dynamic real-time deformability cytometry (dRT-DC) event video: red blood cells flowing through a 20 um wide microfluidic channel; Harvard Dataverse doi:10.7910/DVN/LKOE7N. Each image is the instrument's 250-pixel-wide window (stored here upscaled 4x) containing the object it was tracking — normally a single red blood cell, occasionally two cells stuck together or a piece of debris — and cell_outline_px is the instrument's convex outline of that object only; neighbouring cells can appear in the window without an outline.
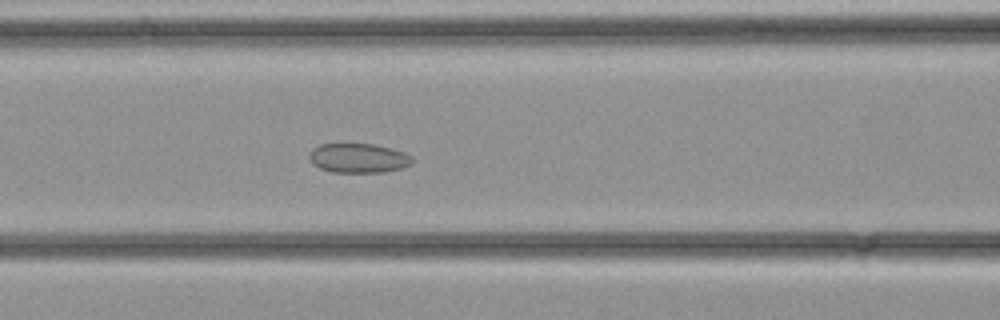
{"species": "common noctule bat (a hibernating species)", "species_latin": "Nyctalus noctula", "temperature_condition": "cold", "stored_images_in_passage": 33, "camera_frame_rate_fps": 3000, "um_per_image_px": 0.085, "animal": {"sex": "female", "body_mass_g": 21.9}, "frame": {"image": 1, "passage_image": 11, "time_ms": 3.333, "image_size_px": [1000, 320], "cell_outline_px": [[412, 164], [400, 168], [384, 172], [332, 172], [320, 168], [312, 164], [308, 156], [308, 152], [312, 148], [320, 144], [344, 140], [372, 144], [392, 148], [404, 152], [412, 156]], "centroid_in_image_um": [30.39, 13.38], "position_along_channel_um": 136.2, "area_um2": 18.5}}
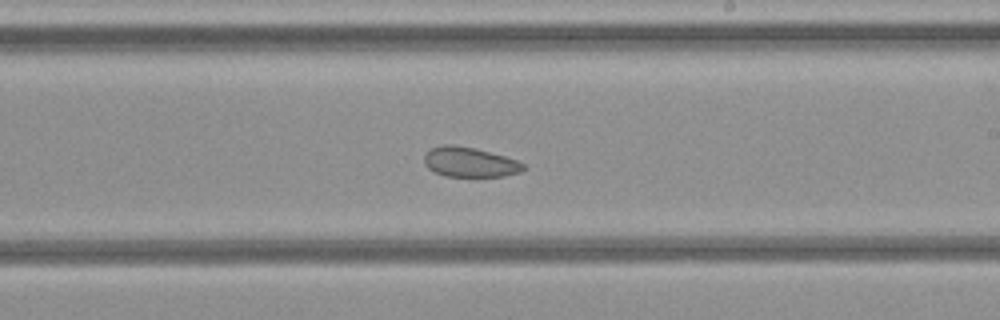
{"frame": {"image": 2, "passage_image": 17, "time_ms": 5.333, "image_size_px": [1000, 320], "cell_outline_px": [[524, 168], [520, 172], [504, 176], [444, 176], [428, 168], [424, 164], [424, 152], [428, 148], [444, 144], [452, 144], [476, 148], [504, 156], [516, 160], [524, 164]], "centroid_in_image_um": [39.86, 13.76], "position_along_channel_um": 249.1, "area_um2": 17.34}}
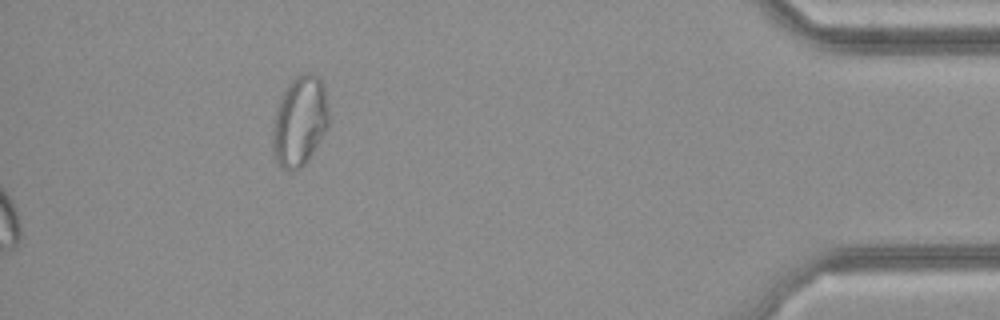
{"frame": {"image": 3, "passage_image": 33, "time_ms": 10.667, "image_size_px": [1000, 320], "cell_outline_px": [[328, 128], [308, 160], [300, 168], [292, 172], [288, 172], [276, 160], [272, 148], [272, 128], [276, 108], [288, 84], [296, 76], [304, 72], [308, 72], [316, 76], [320, 80], [324, 88], [328, 112]], "centroid_in_image_um": [25.46, 10.33], "position_along_channel_um": 409.7, "area_um2": 29.36}}